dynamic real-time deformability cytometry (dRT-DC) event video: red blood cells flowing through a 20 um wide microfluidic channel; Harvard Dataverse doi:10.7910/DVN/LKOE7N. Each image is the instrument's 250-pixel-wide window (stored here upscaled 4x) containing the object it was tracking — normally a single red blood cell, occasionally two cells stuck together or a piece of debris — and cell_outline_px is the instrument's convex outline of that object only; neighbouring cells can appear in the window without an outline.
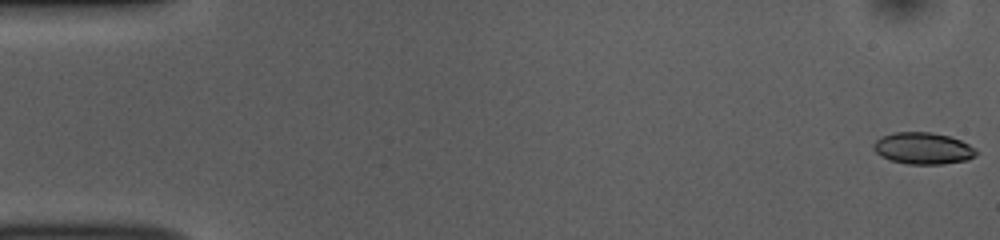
{"species": "common noctule bat (a hibernating species)", "species_latin": "Nyctalus noctula", "temperature_condition": "room temperature", "stored_images_in_passage": 52, "camera_frame_rate_fps": 3000, "um_per_image_px": 0.085, "animal": {"sex": "female", "body_mass_g": 10.0, "forearm_length_mm": 53.1}, "frame": {"image": 1, "passage_image": 1, "time_ms": 0.0, "image_size_px": [1000, 240], "cell_outline_px": [[976, 156], [968, 160], [940, 164], [908, 164], [892, 160], [880, 156], [872, 148], [872, 144], [880, 136], [892, 132], [932, 132], [948, 136], [960, 140], [976, 148]], "centroid_in_image_um": [78.43, 12.6], "position_along_channel_um": 6.6, "area_um2": 19.07}}
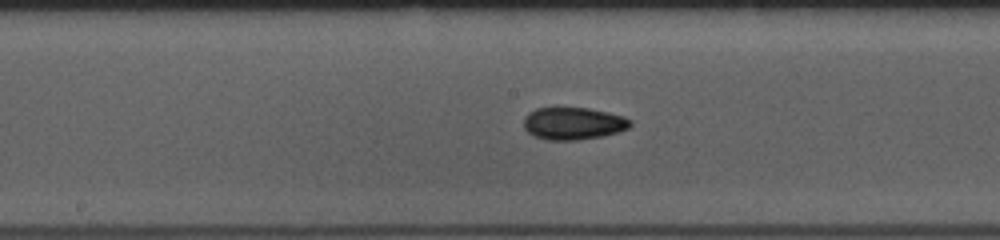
{"frame": {"image": 2, "passage_image": 27, "time_ms": 8.667, "image_size_px": [1000, 240], "cell_outline_px": [[632, 124], [628, 128], [620, 132], [580, 140], [548, 140], [536, 136], [528, 132], [524, 128], [524, 120], [528, 112], [536, 108], [588, 108], [608, 112], [624, 116], [632, 120]], "centroid_in_image_um": [48.76, 10.49], "position_along_channel_um": 199.4, "area_um2": 20.11}}
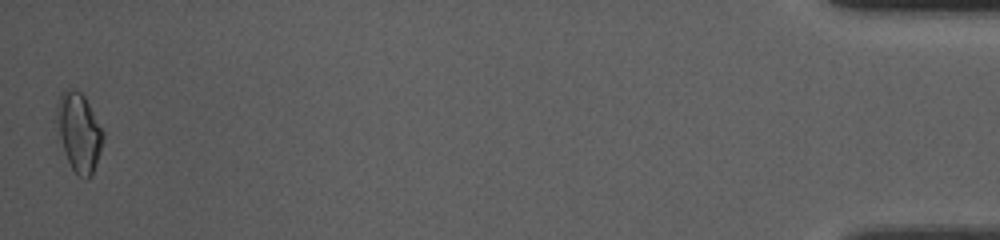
{"frame": {"image": 3, "passage_image": 52, "time_ms": 17.0, "image_size_px": [1000, 240], "cell_outline_px": [[104, 136], [100, 152], [92, 176], [88, 180], [80, 176], [72, 168], [68, 160], [60, 136], [56, 112], [56, 104], [60, 92], [64, 88], [72, 88], [80, 92], [84, 96], [104, 132]], "centroid_in_image_um": [6.72, 11.2], "position_along_channel_um": 428.5, "area_um2": 20.98}, "authors_computed_cell_mechanics": {"area_um2": 19.074, "velocity_mm_per_s": 3.8491, "shape_relaxation_time_tau1_ms": 7.941, "shape_relaxation_time_tau2_ms": null, "deformation_change_tau1": 0.158, "deformation_change_tau2": null}}